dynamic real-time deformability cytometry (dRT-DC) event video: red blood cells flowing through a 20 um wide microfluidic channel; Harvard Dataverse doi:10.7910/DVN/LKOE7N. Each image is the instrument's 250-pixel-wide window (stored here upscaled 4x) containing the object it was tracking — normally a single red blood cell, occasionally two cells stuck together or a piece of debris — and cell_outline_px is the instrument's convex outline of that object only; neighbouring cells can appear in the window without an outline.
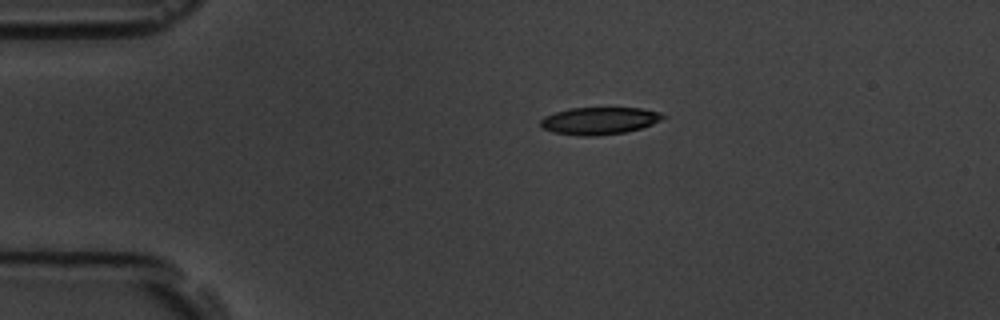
{"species": "common noctule bat (a hibernating species)", "species_latin": "Nyctalus noctula", "temperature_condition": "room temperature", "stored_images_in_passage": 3, "segment_of_instrument_passage": [1, 2], "camera_frame_rate_fps": 3000, "um_per_image_px": 0.085, "animal": {"sex": "male", "body_mass_g": 19.5, "forearm_length_mm": 54.6}, "frame": {"image": 1, "passage_image": 1, "time_ms": 0.0, "image_size_px": [1000, 320], "cell_outline_px": [[668, 116], [652, 124], [640, 128], [624, 132], [596, 136], [580, 136], [552, 132], [540, 128], [540, 120], [544, 116], [568, 108], [640, 108], [660, 112]], "centroid_in_image_um": [50.91, 10.27], "position_along_channel_um": 34.1, "area_um2": 19.54}}